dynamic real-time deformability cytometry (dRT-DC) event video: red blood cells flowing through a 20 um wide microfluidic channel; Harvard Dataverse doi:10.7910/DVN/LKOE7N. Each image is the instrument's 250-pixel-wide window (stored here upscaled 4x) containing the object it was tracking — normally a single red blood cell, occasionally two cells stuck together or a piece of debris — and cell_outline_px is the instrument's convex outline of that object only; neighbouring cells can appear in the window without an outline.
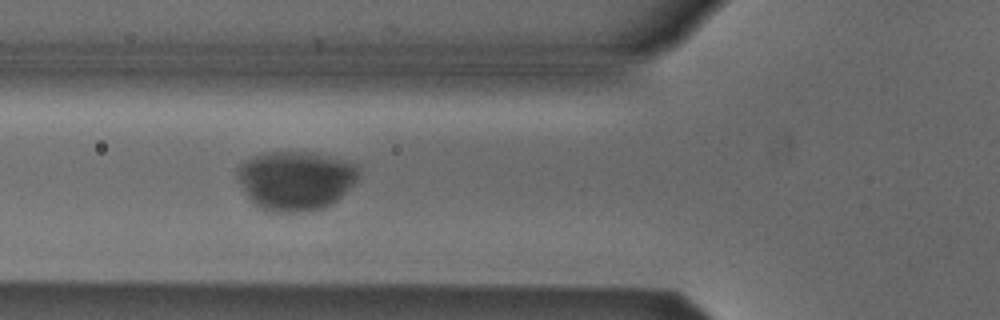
{"species": "Egyptian fruit bat (a non-hibernating species)", "species_latin": "Rousettus aegyptiacus", "temperature_condition": "cold", "stored_images_in_passage": 9, "camera_frame_rate_fps": 3000, "um_per_image_px": 0.085, "animal": {"sex": "male"}, "frame": {"image": 1, "passage_image": 6, "time_ms": 6.0, "image_size_px": [1000, 320], "cell_outline_px": [[360, 172], [356, 180], [332, 204], [324, 208], [288, 212], [268, 212], [260, 208], [248, 196], [236, 176], [236, 168], [244, 160], [252, 156], [264, 152], [312, 152], [328, 156], [356, 164]], "centroid_in_image_um": [25.08, 15.32], "position_along_channel_um": 100.7, "area_um2": 41.62}}
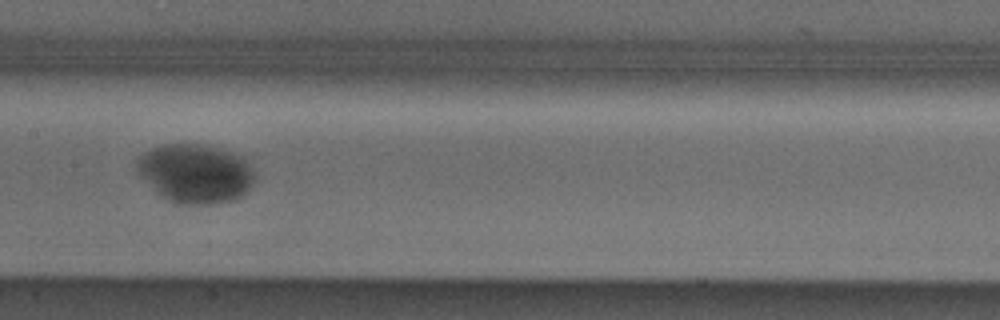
{"frame": {"image": 2, "passage_image": 8, "time_ms": 8.333, "image_size_px": [1000, 320], "cell_outline_px": [[256, 180], [244, 196], [236, 200], [212, 204], [172, 204], [160, 196], [136, 172], [136, 168], [140, 156], [144, 152], [152, 148], [164, 144], [200, 144], [228, 152], [240, 156], [248, 164], [256, 176]], "centroid_in_image_um": [16.6, 14.79], "position_along_channel_um": 190.8, "area_um2": 40.69}}
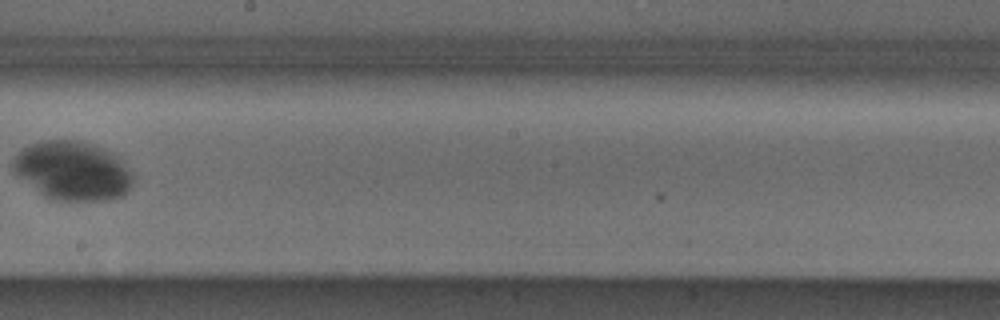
{"frame": {"image": 3, "passage_image": 9, "time_ms": 9.667, "image_size_px": [1000, 320], "cell_outline_px": [[136, 176], [132, 188], [124, 196], [116, 200], [52, 200], [44, 196], [16, 176], [12, 168], [12, 160], [24, 148], [32, 144], [44, 140], [76, 140], [112, 152]], "centroid_in_image_um": [6.2, 14.55], "position_along_channel_um": 242.0, "area_um2": 41.44}}